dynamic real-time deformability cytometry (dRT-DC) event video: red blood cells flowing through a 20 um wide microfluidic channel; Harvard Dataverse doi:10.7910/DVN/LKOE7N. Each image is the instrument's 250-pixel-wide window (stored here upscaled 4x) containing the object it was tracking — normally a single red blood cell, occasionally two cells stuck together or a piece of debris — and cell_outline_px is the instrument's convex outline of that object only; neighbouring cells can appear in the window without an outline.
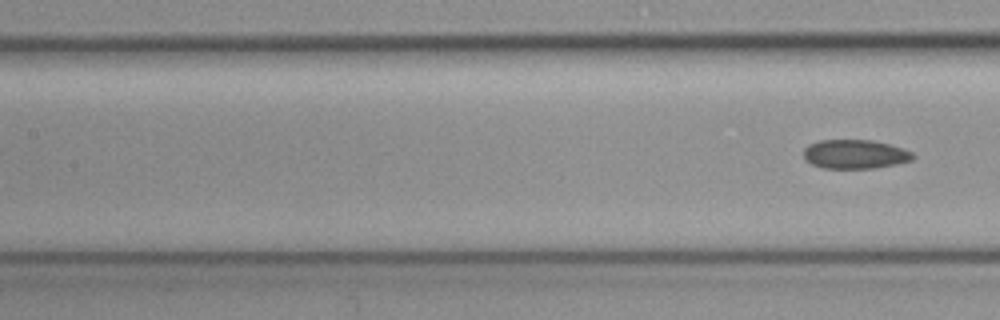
{"species": "common noctule bat (a hibernating species)", "species_latin": "Nyctalus noctula", "temperature_condition": "cold", "stored_images_in_passage": 7, "camera_frame_rate_fps": 3000, "um_per_image_px": 0.085, "animal": {"sex": "female", "body_mass_g": 19.3, "forearm_length_mm": 54.1}, "frame": {"image": 1, "passage_image": 7, "time_ms": 2.0, "image_size_px": [1000, 320], "cell_outline_px": [[916, 156], [912, 160], [896, 164], [872, 168], [824, 168], [812, 164], [804, 160], [804, 148], [808, 144], [820, 140], [872, 140], [904, 148], [912, 152]], "centroid_in_image_um": [72.67, 13.1], "position_along_channel_um": 134.7, "area_um2": 18.55}}